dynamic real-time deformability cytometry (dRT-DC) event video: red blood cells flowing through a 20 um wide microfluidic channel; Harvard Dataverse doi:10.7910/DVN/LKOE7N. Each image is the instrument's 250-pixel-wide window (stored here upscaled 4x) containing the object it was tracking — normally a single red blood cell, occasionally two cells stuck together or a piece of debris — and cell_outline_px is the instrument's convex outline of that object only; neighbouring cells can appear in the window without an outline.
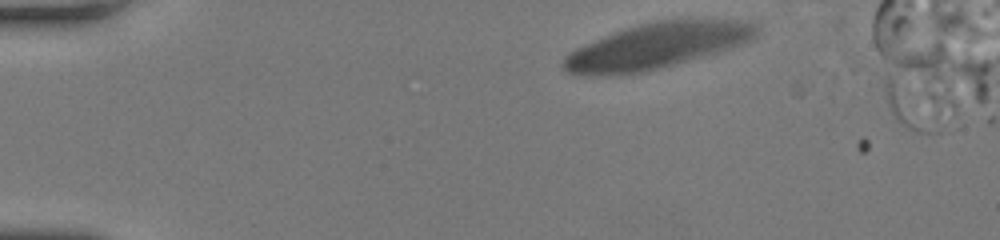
{"species": "human", "species_latin": "Homo sapiens", "temperature_condition": "room temperature", "stored_images_in_passage": 2, "camera_frame_rate_fps": 3000, "um_per_image_px": 0.085, "donor": {"sex": "female"}, "frame": {"image": 1, "passage_image": 1, "time_ms": 0.0, "image_size_px": [1000, 240], "cell_outline_px": [[760, 32], [748, 44], [648, 72], [620, 76], [576, 76], [568, 72], [560, 64], [564, 56], [568, 52], [576, 48], [604, 36], [624, 28], [656, 20], [748, 20], [756, 24], [760, 28]], "centroid_in_image_um": [55.85, 3.93], "position_along_channel_um": 29.2, "area_um2": 52.37}}